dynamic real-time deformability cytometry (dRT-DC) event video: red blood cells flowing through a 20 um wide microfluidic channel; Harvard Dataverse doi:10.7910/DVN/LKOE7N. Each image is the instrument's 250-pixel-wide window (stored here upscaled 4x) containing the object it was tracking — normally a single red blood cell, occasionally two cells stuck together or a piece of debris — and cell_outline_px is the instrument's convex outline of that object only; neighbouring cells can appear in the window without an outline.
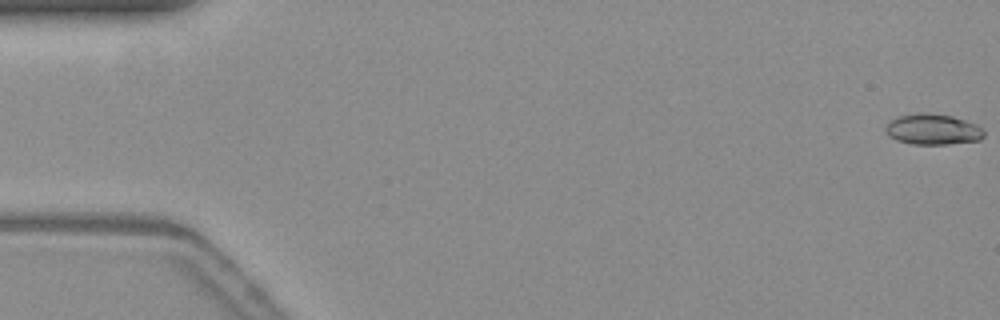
{"species": "common noctule bat (a hibernating species)", "species_latin": "Nyctalus noctula", "temperature_condition": "warm", "stored_images_in_passage": 55, "camera_frame_rate_fps": 3000, "um_per_image_px": 0.085, "animal": {"sex": "female", "body_mass_g": 19.3, "forearm_length_mm": 54.1}, "frame": {"image": 1, "passage_image": 1, "time_ms": 0.0, "image_size_px": [1000, 320], "cell_outline_px": [[984, 136], [980, 140], [944, 144], [912, 144], [896, 140], [888, 132], [888, 124], [892, 120], [900, 116], [952, 116], [976, 124], [984, 128]], "centroid_in_image_um": [79.4, 11.05], "position_along_channel_um": 5.6, "area_um2": 16.47}}
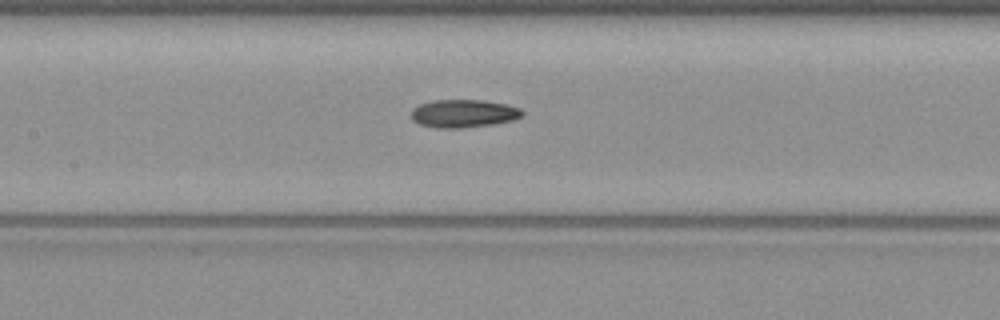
{"frame": {"image": 2, "passage_image": 26, "time_ms": 8.333, "image_size_px": [1000, 320], "cell_outline_px": [[524, 112], [520, 116], [512, 120], [492, 124], [464, 128], [436, 128], [420, 124], [412, 120], [412, 108], [420, 104], [432, 100], [484, 100], [504, 104], [520, 108]], "centroid_in_image_um": [39.37, 9.65], "position_along_channel_um": 168.0, "area_um2": 18.03}}
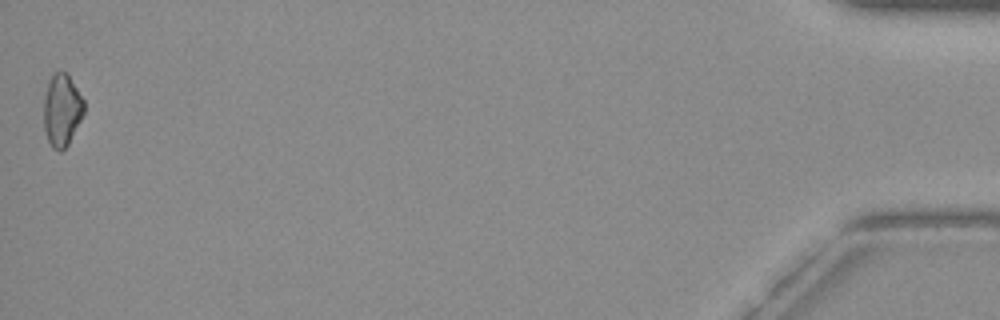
{"frame": {"image": 3, "passage_image": 55, "time_ms": 18.0, "image_size_px": [1000, 320], "cell_outline_px": [[84, 112], [68, 144], [60, 152], [52, 148], [48, 140], [44, 128], [44, 96], [48, 80], [52, 72], [64, 72], [68, 76], [84, 100]], "centroid_in_image_um": [5.23, 9.35], "position_along_channel_um": 430.0, "area_um2": 16.76}, "authors_computed_cell_mechanics": {"area_um2": 17.34, "velocity_mm_per_s": 3.78, "shape_relaxation_time_tau1_ms": null, "shape_relaxation_time_tau2_ms": 6.6813, "deformation_change_tau1": null, "deformation_change_tau2": 0.1439}}